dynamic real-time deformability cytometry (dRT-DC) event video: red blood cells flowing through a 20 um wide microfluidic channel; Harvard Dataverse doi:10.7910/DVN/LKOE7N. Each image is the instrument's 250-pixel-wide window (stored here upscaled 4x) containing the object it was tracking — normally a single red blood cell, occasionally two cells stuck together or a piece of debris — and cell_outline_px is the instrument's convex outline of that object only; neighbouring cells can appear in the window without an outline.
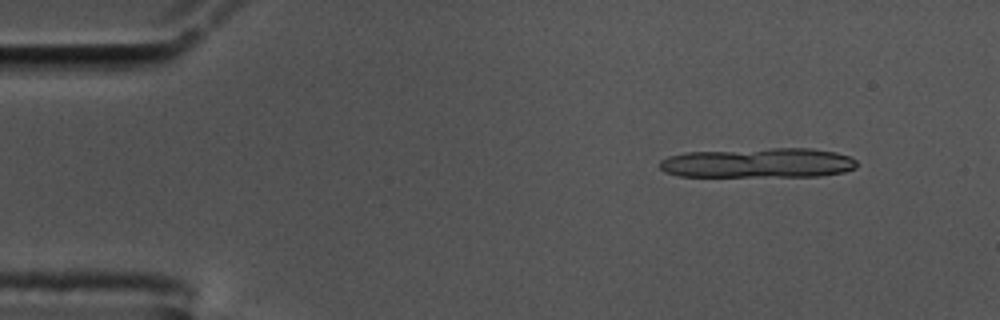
{"species": "common noctule bat (a hibernating species)", "species_latin": "Nyctalus noctula", "temperature_condition": "cold", "stored_images_in_passage": 18, "camera_frame_rate_fps": 3000, "um_per_image_px": 0.085, "animal": {"sex": "male", "body_mass_g": 17.5, "forearm_length_mm": 52.3}, "frame": {"image": 1, "passage_image": 6, "time_ms": 1.667, "image_size_px": [1000, 320], "cell_outline_px": [[856, 168], [844, 172], [820, 176], [680, 176], [664, 172], [656, 164], [660, 160], [668, 156], [684, 152], [772, 148], [812, 148], [836, 152], [848, 156], [856, 160]], "centroid_in_image_um": [64.42, 13.84], "position_along_channel_um": 20.6, "area_um2": 34.51}}